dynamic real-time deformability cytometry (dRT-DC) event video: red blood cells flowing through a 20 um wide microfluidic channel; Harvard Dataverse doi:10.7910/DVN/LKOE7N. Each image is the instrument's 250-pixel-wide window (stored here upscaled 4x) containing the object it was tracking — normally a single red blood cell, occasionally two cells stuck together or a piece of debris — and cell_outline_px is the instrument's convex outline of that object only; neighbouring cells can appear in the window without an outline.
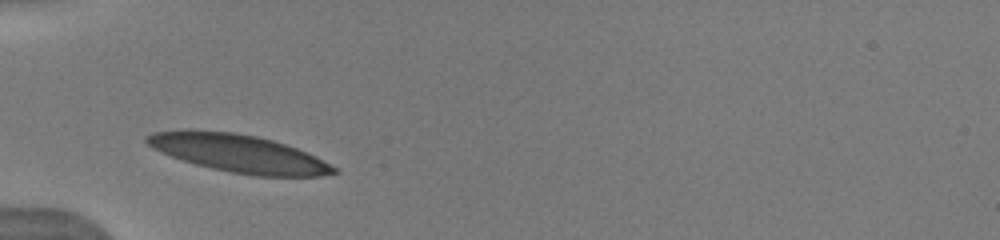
{"species": "human", "species_latin": "Homo sapiens", "temperature_condition": "warm", "stored_images_in_passage": 17, "camera_frame_rate_fps": 3000, "um_per_image_px": 0.085, "donor": {"sex": "male"}, "frame": {"image": 1, "passage_image": 1, "time_ms": 0.0, "image_size_px": [1000, 240], "cell_outline_px": [[340, 172], [320, 176], [256, 176], [232, 172], [212, 168], [196, 164], [160, 152], [152, 148], [144, 140], [144, 136], [152, 132], [180, 128], [192, 128], [232, 132], [256, 136], [272, 140], [308, 152], [316, 156], [336, 168]], "centroid_in_image_um": [20.22, 13.0], "position_along_channel_um": 64.8, "area_um2": 41.44}}
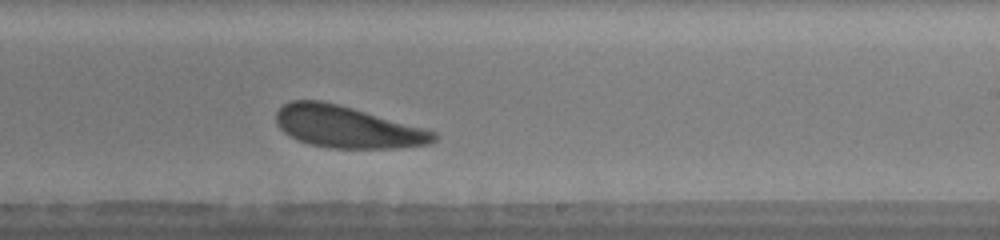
{"frame": {"image": 2, "passage_image": 17, "time_ms": 5.0, "image_size_px": [1000, 240], "cell_outline_px": [[440, 136], [436, 140], [428, 144], [396, 148], [328, 148], [308, 144], [296, 140], [284, 132], [280, 128], [276, 120], [276, 112], [284, 104], [292, 100], [320, 100], [352, 108], [424, 128], [436, 132]], "centroid_in_image_um": [29.5, 10.8], "position_along_channel_um": 259.5, "area_um2": 38.26}}